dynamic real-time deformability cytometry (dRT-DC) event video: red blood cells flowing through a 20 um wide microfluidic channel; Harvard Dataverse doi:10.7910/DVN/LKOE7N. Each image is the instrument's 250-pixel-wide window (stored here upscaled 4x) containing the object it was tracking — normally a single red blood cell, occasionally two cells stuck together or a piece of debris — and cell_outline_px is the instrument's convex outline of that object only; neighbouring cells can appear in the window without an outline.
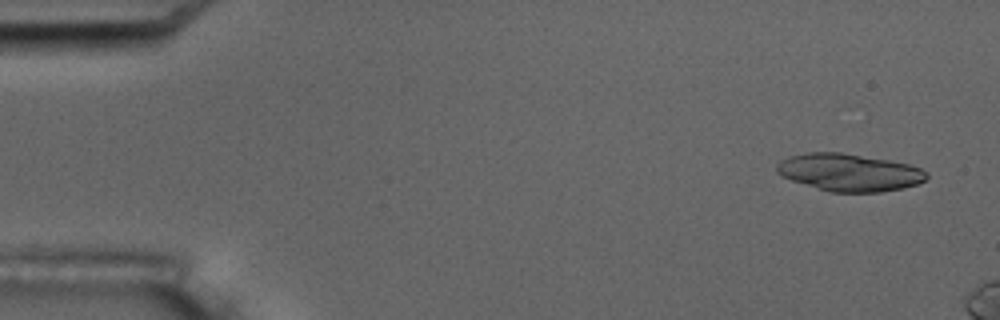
{"species": "common noctule bat (a hibernating species)", "species_latin": "Nyctalus noctula", "temperature_condition": "room temperature", "stored_images_in_passage": 3, "camera_frame_rate_fps": 3000, "um_per_image_px": 0.085, "animal": {"sex": "male", "body_mass_g": 17.5, "forearm_length_mm": 52.3}, "frame": {"image": 1, "passage_image": 1, "time_ms": 0.0, "image_size_px": [1000, 320], "cell_outline_px": [[928, 176], [924, 180], [916, 184], [904, 188], [880, 192], [832, 192], [792, 180], [776, 172], [776, 164], [780, 160], [788, 156], [808, 152], [840, 152], [888, 160], [908, 164], [920, 168], [928, 172]], "centroid_in_image_um": [72.18, 14.65], "position_along_channel_um": 12.8, "area_um2": 32.48}}